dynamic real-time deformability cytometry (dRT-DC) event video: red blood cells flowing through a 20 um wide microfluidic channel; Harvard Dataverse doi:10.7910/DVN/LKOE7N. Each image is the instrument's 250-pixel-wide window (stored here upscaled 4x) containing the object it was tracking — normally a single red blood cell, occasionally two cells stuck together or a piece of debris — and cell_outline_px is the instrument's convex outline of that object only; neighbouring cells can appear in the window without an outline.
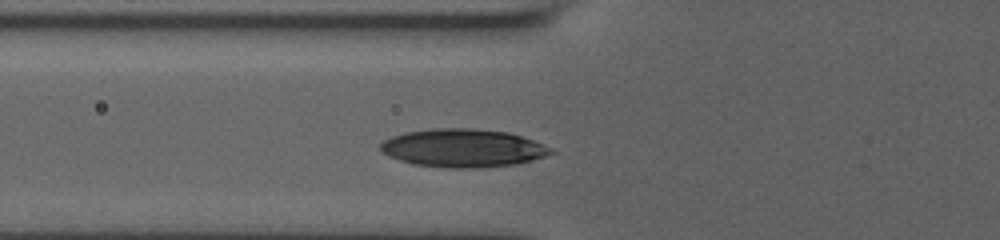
{"species": "human", "species_latin": "Homo sapiens", "temperature_condition": "room temperature", "stored_images_in_passage": 9, "camera_frame_rate_fps": 3000, "um_per_image_px": 0.085, "donor": {"sex": "male"}, "frame": {"image": 1, "passage_image": 7, "time_ms": 3.0, "image_size_px": [1000, 240], "cell_outline_px": [[556, 152], [532, 160], [516, 164], [480, 168], [444, 168], [416, 164], [400, 160], [388, 156], [380, 148], [380, 144], [384, 140], [392, 136], [404, 132], [432, 128], [476, 128], [508, 132], [544, 144], [552, 148]], "centroid_in_image_um": [39.36, 12.58], "position_along_channel_um": 86.4, "area_um2": 38.03}}
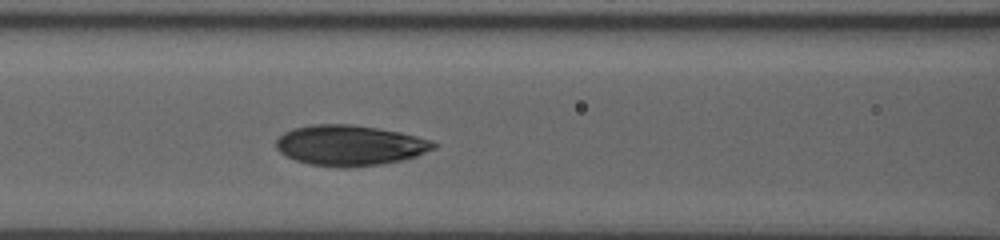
{"frame": {"image": 2, "passage_image": 9, "time_ms": 4.333, "image_size_px": [1000, 240], "cell_outline_px": [[440, 144], [436, 148], [416, 156], [404, 160], [380, 164], [336, 168], [308, 164], [296, 160], [280, 152], [276, 148], [276, 140], [284, 132], [296, 128], [312, 124], [348, 124], [376, 128], [400, 132], [432, 140]], "centroid_in_image_um": [29.76, 12.36], "position_along_channel_um": 136.8, "area_um2": 37.11}}